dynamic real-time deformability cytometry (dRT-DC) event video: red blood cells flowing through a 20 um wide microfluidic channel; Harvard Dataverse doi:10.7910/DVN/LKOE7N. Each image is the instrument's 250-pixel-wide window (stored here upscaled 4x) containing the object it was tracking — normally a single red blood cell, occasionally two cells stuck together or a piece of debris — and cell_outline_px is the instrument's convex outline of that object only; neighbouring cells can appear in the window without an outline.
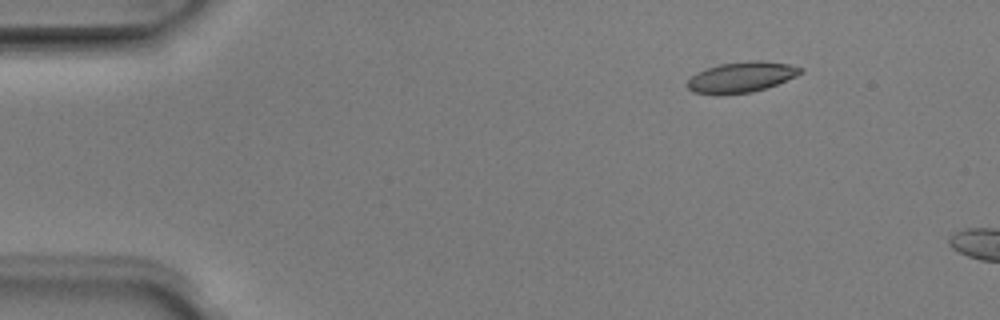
{"species": "Egyptian fruit bat (a non-hibernating species)", "species_latin": "Rousettus aegyptiacus", "temperature_condition": "room temperature", "stored_images_in_passage": 3, "camera_frame_rate_fps": 3000, "um_per_image_px": 0.085, "animal": {"sex": "male"}, "frame": {"image": 1, "passage_image": 1, "time_ms": 0.0, "image_size_px": [1000, 320], "cell_outline_px": [[804, 72], [796, 76], [776, 84], [752, 92], [720, 96], [692, 92], [684, 84], [696, 72], [720, 64], [748, 60], [760, 60], [788, 64], [804, 68]], "centroid_in_image_um": [62.98, 6.57], "position_along_channel_um": 22.0, "area_um2": 20.46}}